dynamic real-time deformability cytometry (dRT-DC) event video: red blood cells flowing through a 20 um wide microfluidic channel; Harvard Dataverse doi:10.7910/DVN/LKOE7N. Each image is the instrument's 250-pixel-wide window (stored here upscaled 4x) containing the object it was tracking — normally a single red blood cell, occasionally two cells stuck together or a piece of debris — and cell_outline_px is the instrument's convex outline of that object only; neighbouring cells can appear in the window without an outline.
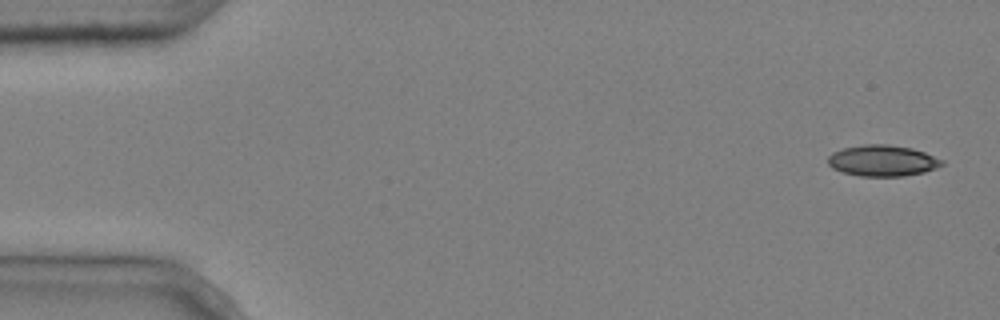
{"species": "common noctule bat (a hibernating species)", "species_latin": "Nyctalus noctula", "temperature_condition": "cold", "stored_images_in_passage": 6, "camera_frame_rate_fps": 3000, "um_per_image_px": 0.085, "animal": {"sex": "male", "body_mass_g": 20.4}, "frame": {"image": 1, "passage_image": 1, "time_ms": 0.0, "image_size_px": [1000, 320], "cell_outline_px": [[944, 164], [936, 168], [924, 172], [904, 176], [860, 176], [844, 172], [832, 168], [828, 164], [828, 156], [832, 152], [844, 148], [864, 144], [888, 144], [912, 148], [924, 152], [944, 160]], "centroid_in_image_um": [75.02, 13.65], "position_along_channel_um": 10.0, "area_um2": 20.69}}
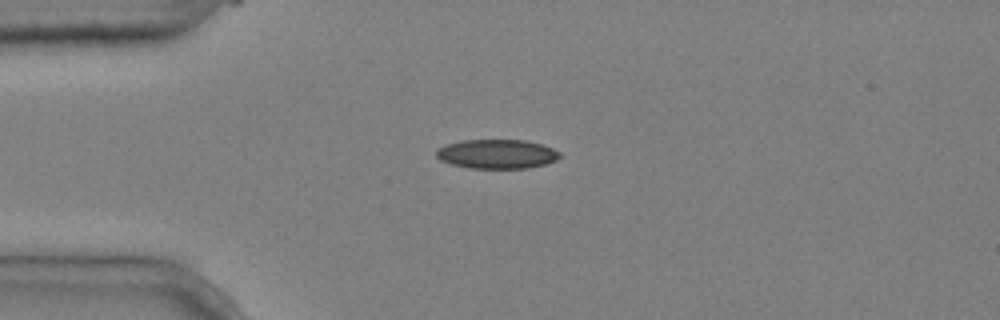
{"frame": {"image": 2, "passage_image": 4, "time_ms": 1.0, "image_size_px": [1000, 320], "cell_outline_px": [[560, 156], [556, 160], [548, 164], [528, 168], [468, 168], [452, 164], [440, 160], [436, 156], [436, 148], [444, 144], [460, 140], [524, 140], [544, 144], [560, 152]], "centroid_in_image_um": [42.23, 13.08], "position_along_channel_um": 42.8, "area_um2": 21.33}}